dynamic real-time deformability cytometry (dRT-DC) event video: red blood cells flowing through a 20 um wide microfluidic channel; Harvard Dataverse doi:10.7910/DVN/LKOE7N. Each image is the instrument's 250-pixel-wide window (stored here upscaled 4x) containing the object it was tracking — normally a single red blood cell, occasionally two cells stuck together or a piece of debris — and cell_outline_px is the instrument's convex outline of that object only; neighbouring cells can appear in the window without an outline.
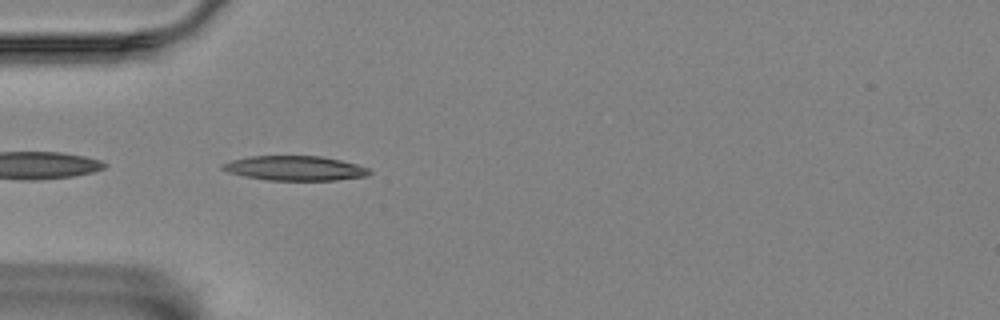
{"species": "Egyptian fruit bat (a non-hibernating species)", "species_latin": "Rousettus aegyptiacus", "temperature_condition": "room temperature", "stored_images_in_passage": 26, "camera_frame_rate_fps": 3000, "um_per_image_px": 0.085, "animal": {"sex": "female"}, "frame": {"image": 1, "passage_image": 2, "time_ms": 0.333, "image_size_px": [1000, 320], "cell_outline_px": [[368, 172], [360, 176], [328, 180], [276, 180], [252, 176], [236, 172], [224, 168], [228, 164], [236, 160], [256, 156], [316, 156], [336, 160], [352, 164], [364, 168]], "centroid_in_image_um": [25.12, 14.29], "position_along_channel_um": 59.9, "area_um2": 19.07}}
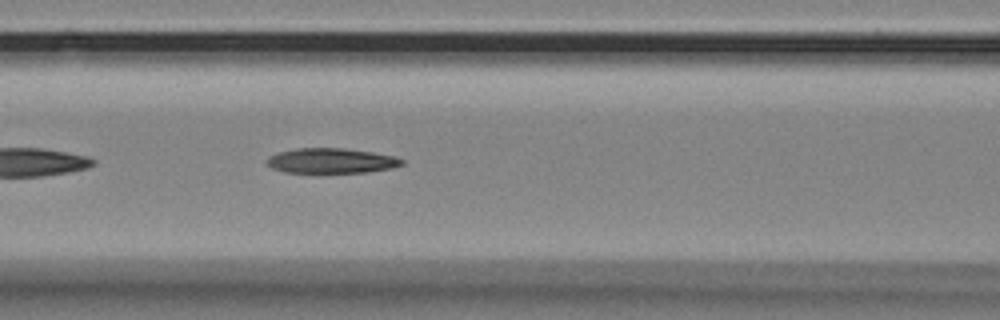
{"frame": {"image": 2, "passage_image": 9, "time_ms": 2.667, "image_size_px": [1000, 320], "cell_outline_px": [[404, 160], [400, 164], [388, 168], [360, 172], [292, 172], [276, 168], [268, 164], [268, 160], [272, 156], [280, 152], [304, 148], [336, 148], [368, 152], [388, 156]], "centroid_in_image_um": [28.13, 13.66], "position_along_channel_um": 138.5, "area_um2": 18.32}}
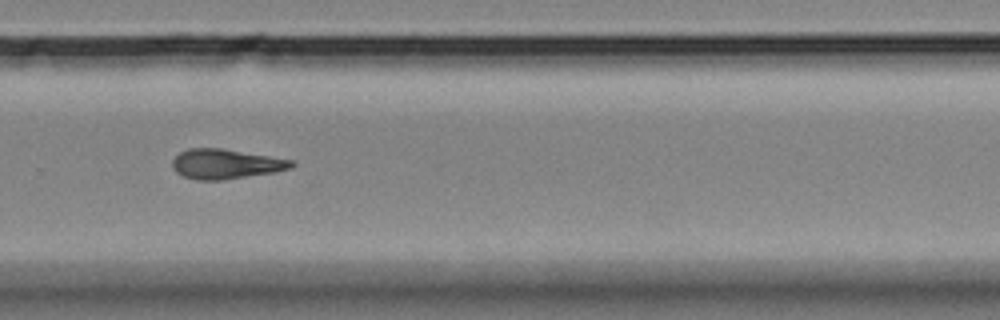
{"frame": {"image": 3, "passage_image": 24, "time_ms": 7.667, "image_size_px": [1000, 320], "cell_outline_px": [[292, 164], [288, 168], [272, 172], [216, 180], [204, 180], [184, 176], [172, 164], [172, 160], [180, 152], [192, 148], [216, 148], [292, 160]], "centroid_in_image_um": [19.14, 13.92], "position_along_channel_um": 310.7, "area_um2": 19.48}}